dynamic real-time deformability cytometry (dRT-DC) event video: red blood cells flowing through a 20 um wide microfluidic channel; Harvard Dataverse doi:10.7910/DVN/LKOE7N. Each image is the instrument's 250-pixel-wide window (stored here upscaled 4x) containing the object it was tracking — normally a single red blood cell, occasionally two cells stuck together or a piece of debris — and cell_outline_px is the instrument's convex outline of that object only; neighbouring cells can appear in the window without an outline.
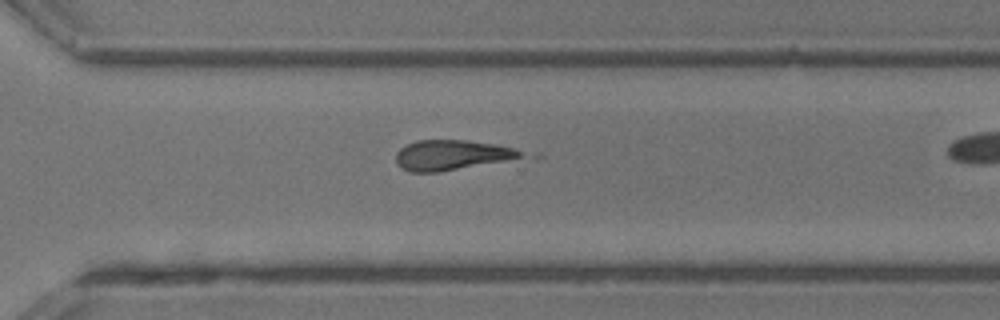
{"species": "common noctule bat (a hibernating species)", "species_latin": "Nyctalus noctula", "temperature_condition": "room temperature", "stored_images_in_passage": 21, "camera_frame_rate_fps": 3000, "um_per_image_px": 0.085, "animal": {"sex": "male", "body_mass_g": 13.3}, "frame": {"image": 1, "passage_image": 18, "time_ms": 5.667, "image_size_px": [1000, 320], "cell_outline_px": [[520, 156], [504, 160], [440, 172], [408, 172], [400, 168], [396, 164], [396, 152], [400, 148], [416, 140], [468, 140], [496, 144], [512, 148], [520, 152]], "centroid_in_image_um": [38.24, 13.18], "position_along_channel_um": 332.4, "area_um2": 21.56}}